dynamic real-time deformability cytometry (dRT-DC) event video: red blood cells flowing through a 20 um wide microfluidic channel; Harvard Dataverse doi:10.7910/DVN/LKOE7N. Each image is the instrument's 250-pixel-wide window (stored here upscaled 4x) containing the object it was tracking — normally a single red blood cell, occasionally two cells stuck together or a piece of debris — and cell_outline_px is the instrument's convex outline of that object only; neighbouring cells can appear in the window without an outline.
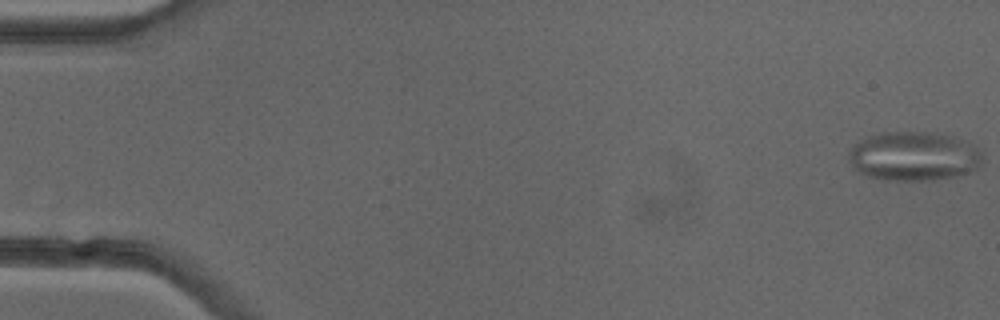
{"species": "common noctule bat (a hibernating species)", "species_latin": "Nyctalus noctula", "temperature_condition": "cold", "stored_images_in_passage": 52, "camera_frame_rate_fps": 3000, "um_per_image_px": 0.085, "animal": {"sex": "female"}, "frame": {"image": 1, "passage_image": 1, "time_ms": 0.0, "image_size_px": [1000, 320], "cell_outline_px": [[984, 160], [976, 168], [956, 176], [932, 180], [880, 180], [856, 172], [848, 160], [848, 152], [860, 140], [868, 136], [880, 132], [928, 132], [952, 136], [976, 144]], "centroid_in_image_um": [77.65, 13.28], "position_along_channel_um": 7.3, "area_um2": 38.61}}
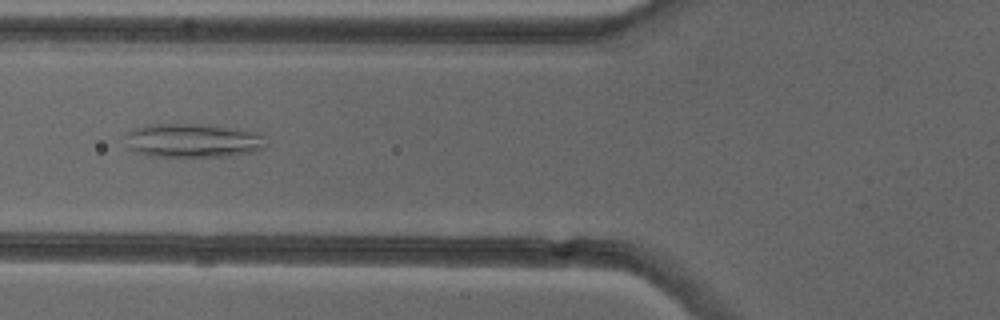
{"frame": {"image": 2, "passage_image": 20, "time_ms": 6.333, "image_size_px": [1000, 320], "cell_outline_px": [[264, 148], [260, 152], [228, 156], [148, 156], [132, 152], [128, 148], [124, 136], [132, 128], [148, 124], [200, 124], [260, 132]], "centroid_in_image_um": [16.33, 11.95], "position_along_channel_um": 109.5, "area_um2": 28.03}}
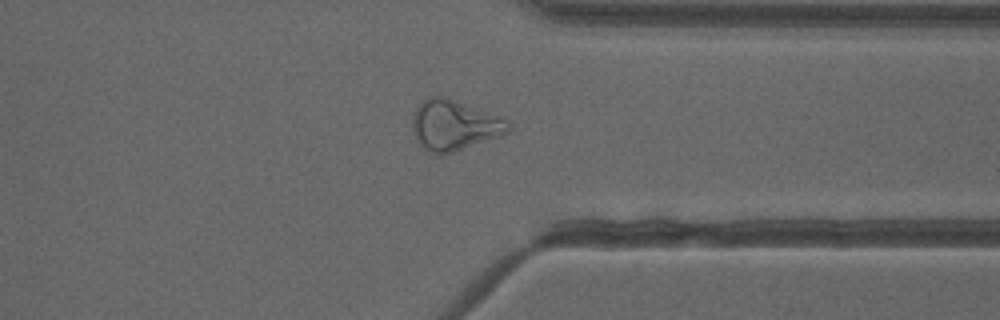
{"frame": {"image": 3, "passage_image": 40, "time_ms": 13.0, "image_size_px": [1000, 320], "cell_outline_px": [[512, 128], [508, 132], [500, 136], [440, 156], [436, 156], [428, 152], [416, 140], [412, 128], [412, 112], [416, 104], [420, 100], [428, 96], [448, 96], [504, 116], [512, 124]], "centroid_in_image_um": [38.61, 10.6], "position_along_channel_um": 372.8, "area_um2": 29.3}, "authors_computed_cell_mechanics": {"area_um2": 29.2179, "velocity_mm_per_s": 3.9791, "shape_relaxation_time_tau1_ms": null, "shape_relaxation_time_tau2_ms": 2.9445, "deformation_change_tau1": null, "deformation_change_tau2": 0.1234}}